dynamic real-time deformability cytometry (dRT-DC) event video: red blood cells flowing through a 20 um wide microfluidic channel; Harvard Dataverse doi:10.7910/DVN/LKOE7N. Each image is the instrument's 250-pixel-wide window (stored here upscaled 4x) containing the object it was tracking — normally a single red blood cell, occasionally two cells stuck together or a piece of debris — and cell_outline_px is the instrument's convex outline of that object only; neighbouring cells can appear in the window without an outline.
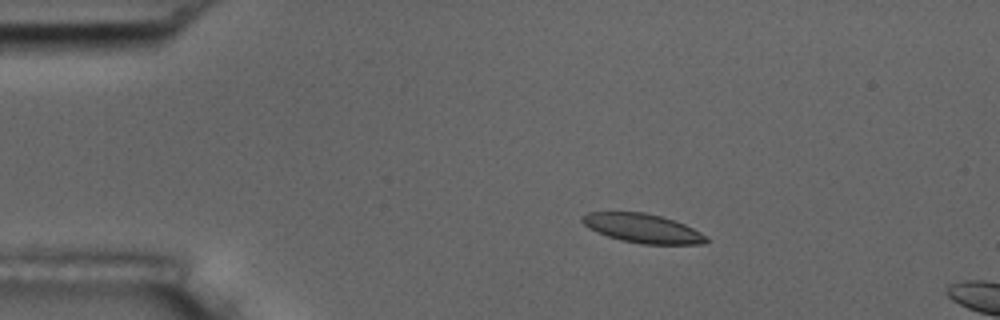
{"species": "common noctule bat (a hibernating species)", "species_latin": "Nyctalus noctula", "temperature_condition": "room temperature", "stored_images_in_passage": 4, "camera_frame_rate_fps": 3000, "um_per_image_px": 0.085, "animal": {"sex": "male", "body_mass_g": 17.5, "forearm_length_mm": 52.3}, "frame": {"image": 1, "passage_image": 3, "time_ms": 2.333, "image_size_px": [1000, 320], "cell_outline_px": [[708, 240], [704, 244], [640, 244], [620, 240], [608, 236], [588, 228], [580, 220], [580, 216], [588, 212], [644, 212], [660, 216], [684, 224], [708, 236]], "centroid_in_image_um": [54.6, 19.41], "position_along_channel_um": 30.4, "area_um2": 20.98}}